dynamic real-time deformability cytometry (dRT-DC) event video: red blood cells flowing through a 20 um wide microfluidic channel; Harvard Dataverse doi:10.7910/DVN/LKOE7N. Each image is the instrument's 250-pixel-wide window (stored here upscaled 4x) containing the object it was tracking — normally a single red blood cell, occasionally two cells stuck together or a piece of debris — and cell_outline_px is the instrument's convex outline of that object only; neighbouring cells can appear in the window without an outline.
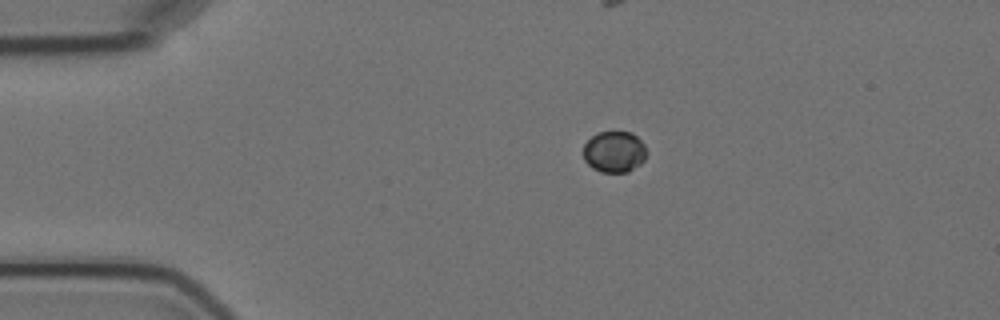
{"species": "Egyptian fruit bat (a non-hibernating species)", "species_latin": "Rousettus aegyptiacus", "temperature_condition": "cold", "stored_images_in_passage": 6, "camera_frame_rate_fps": 3000, "um_per_image_px": 0.085, "animal": {"sex": "female"}, "frame": {"image": 1, "passage_image": 1, "time_ms": 0.0, "image_size_px": [1000, 320], "cell_outline_px": [[648, 152], [644, 160], [640, 164], [628, 172], [600, 172], [592, 168], [584, 160], [584, 144], [596, 132], [632, 132], [644, 144]], "centroid_in_image_um": [52.22, 12.9], "position_along_channel_um": 32.8, "area_um2": 15.32}}
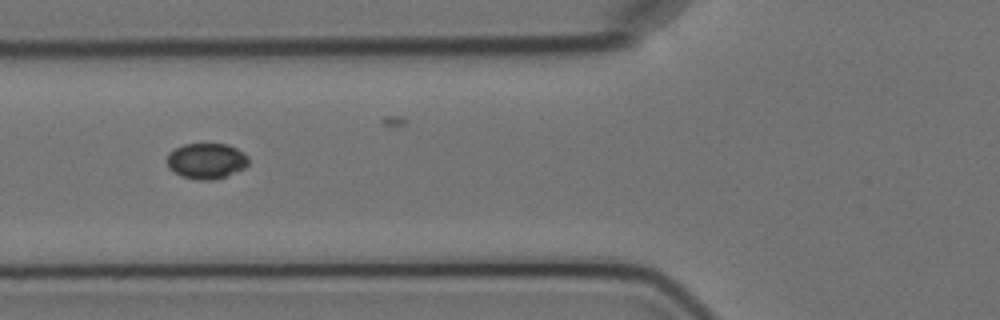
{"frame": {"image": 2, "passage_image": 4, "time_ms": 3.333, "image_size_px": [1000, 320], "cell_outline_px": [[248, 164], [244, 168], [224, 176], [212, 180], [196, 180], [180, 176], [168, 168], [168, 152], [184, 144], [228, 144], [244, 152], [248, 156]], "centroid_in_image_um": [17.53, 13.68], "position_along_channel_um": 108.3, "area_um2": 16.94}}
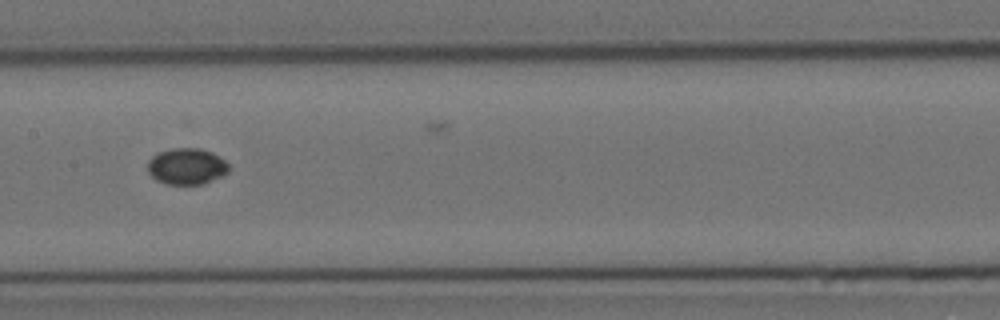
{"frame": {"image": 3, "passage_image": 6, "time_ms": 5.667, "image_size_px": [1000, 320], "cell_outline_px": [[228, 172], [224, 176], [204, 184], [164, 184], [156, 180], [148, 172], [148, 160], [152, 156], [160, 152], [172, 148], [200, 148], [212, 152], [224, 160], [228, 164]], "centroid_in_image_um": [15.87, 14.15], "position_along_channel_um": 191.5, "area_um2": 17.28}}